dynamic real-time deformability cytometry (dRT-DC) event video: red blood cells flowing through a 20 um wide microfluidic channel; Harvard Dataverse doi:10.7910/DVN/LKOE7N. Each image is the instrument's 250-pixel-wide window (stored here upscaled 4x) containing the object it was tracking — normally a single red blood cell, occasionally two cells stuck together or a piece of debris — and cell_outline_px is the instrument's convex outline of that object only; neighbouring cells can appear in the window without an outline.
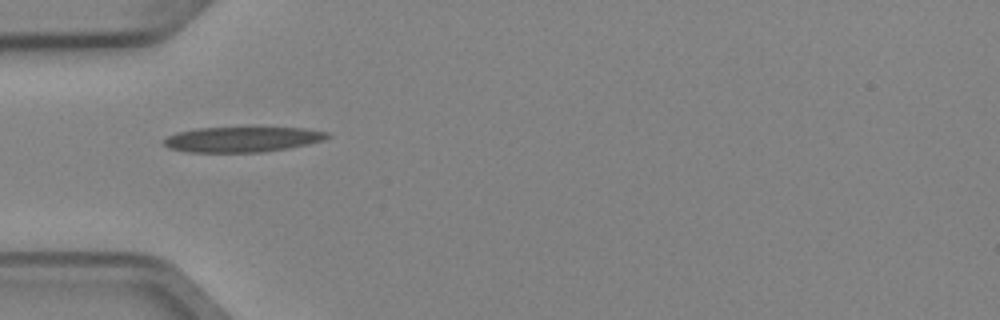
{"species": "Egyptian fruit bat (a non-hibernating species)", "species_latin": "Rousettus aegyptiacus", "temperature_condition": "cold", "stored_images_in_passage": 5, "camera_frame_rate_fps": 3000, "um_per_image_px": 0.085, "animal": {"sex": "female"}, "frame": {"image": 1, "passage_image": 3, "time_ms": 0.667, "image_size_px": [1000, 320], "cell_outline_px": [[332, 136], [324, 140], [308, 144], [288, 148], [264, 152], [188, 152], [168, 148], [160, 140], [176, 132], [196, 128], [252, 124], [304, 128], [328, 132]], "centroid_in_image_um": [20.62, 11.78], "position_along_channel_um": 64.4, "area_um2": 25.72}}
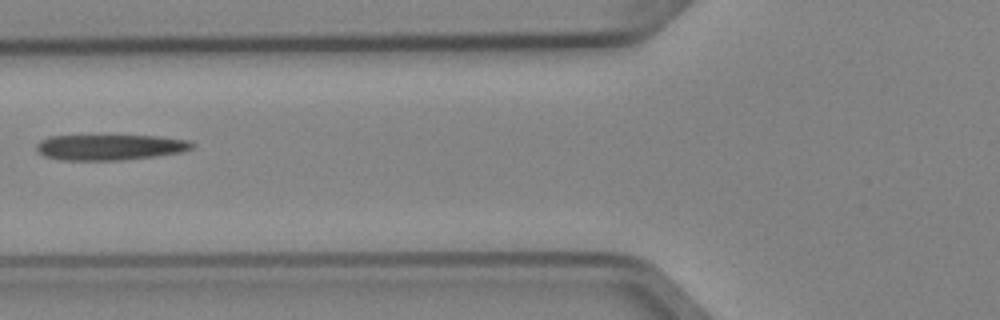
{"frame": {"image": 2, "passage_image": 4, "time_ms": 1.0, "image_size_px": [1000, 320], "cell_outline_px": [[196, 144], [192, 148], [180, 152], [156, 156], [120, 160], [64, 160], [44, 156], [36, 152], [36, 144], [40, 140], [48, 136], [160, 136], [188, 140]], "centroid_in_image_um": [9.32, 12.51], "position_along_channel_um": 116.5, "area_um2": 23.24}}
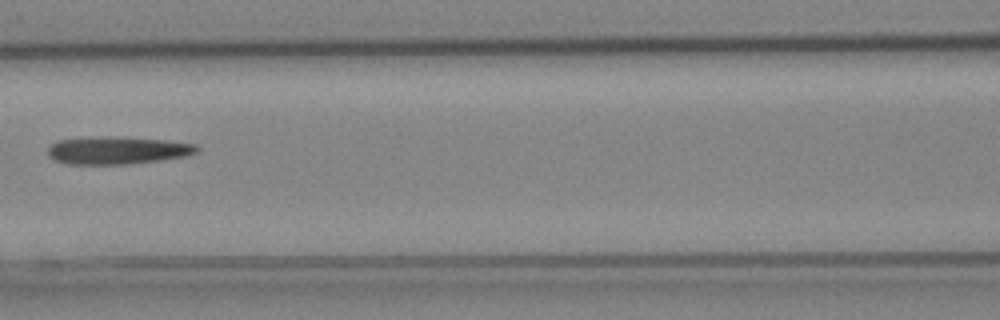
{"frame": {"image": 3, "passage_image": 5, "time_ms": 1.333, "image_size_px": [1000, 320], "cell_outline_px": [[200, 148], [196, 152], [184, 156], [160, 160], [128, 164], [64, 164], [52, 160], [48, 156], [48, 148], [56, 140], [168, 140], [196, 144]], "centroid_in_image_um": [9.98, 12.85], "position_along_channel_um": 156.6, "area_um2": 22.43}}